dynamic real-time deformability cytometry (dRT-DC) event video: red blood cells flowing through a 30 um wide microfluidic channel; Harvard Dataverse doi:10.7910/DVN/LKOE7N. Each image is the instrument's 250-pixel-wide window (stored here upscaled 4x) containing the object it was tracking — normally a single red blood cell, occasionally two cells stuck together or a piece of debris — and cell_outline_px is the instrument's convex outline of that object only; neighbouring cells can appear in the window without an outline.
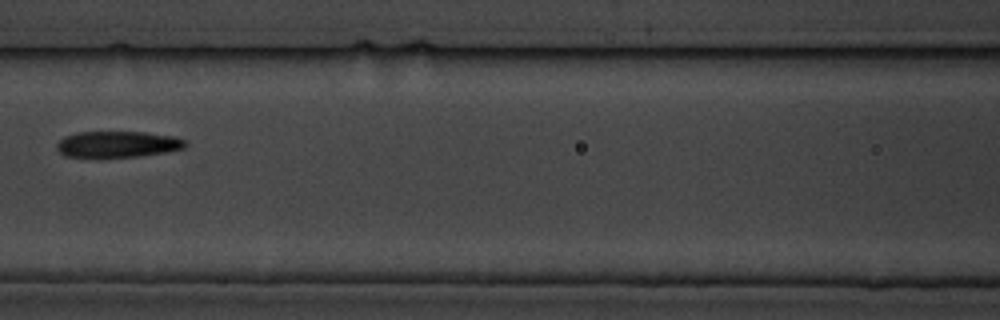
{"species": "common noctule bat (a hibernating species)", "species_latin": "Nyctalus noctula", "temperature_condition": "cold", "stored_images_in_passage": 12, "camera_frame_rate_fps": 3000, "um_per_image_px": 0.085, "animal": {"sex": "male", "body_mass_g": 19.5, "forearm_length_mm": 54.6}, "frame": {"image": 1, "passage_image": 4, "time_ms": 3.333, "image_size_px": [1000, 320], "cell_outline_px": [[188, 144], [184, 148], [168, 152], [140, 156], [100, 160], [64, 156], [56, 148], [56, 144], [64, 136], [76, 132], [144, 132], [172, 136], [188, 140]], "centroid_in_image_um": [9.96, 12.31], "position_along_channel_um": 156.6, "area_um2": 20.63}}
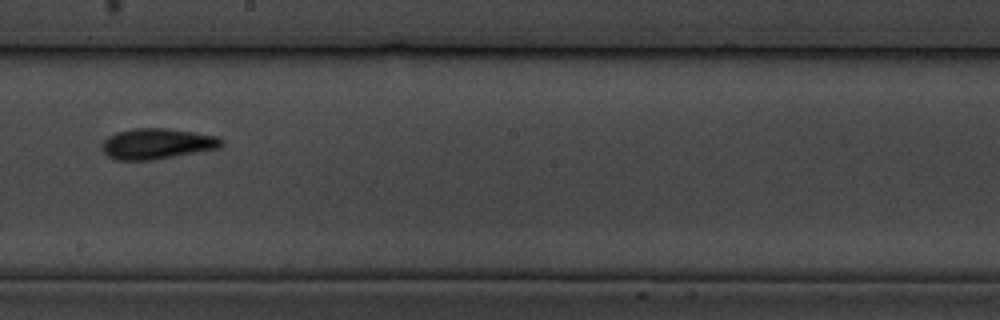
{"frame": {"image": 2, "passage_image": 6, "time_ms": 5.667, "image_size_px": [1000, 320], "cell_outline_px": [[224, 144], [220, 148], [152, 160], [116, 160], [108, 156], [104, 152], [104, 140], [108, 136], [116, 132], [132, 128], [168, 128], [216, 136], [224, 140]], "centroid_in_image_um": [13.37, 12.21], "position_along_channel_um": 234.8, "area_um2": 21.27}}
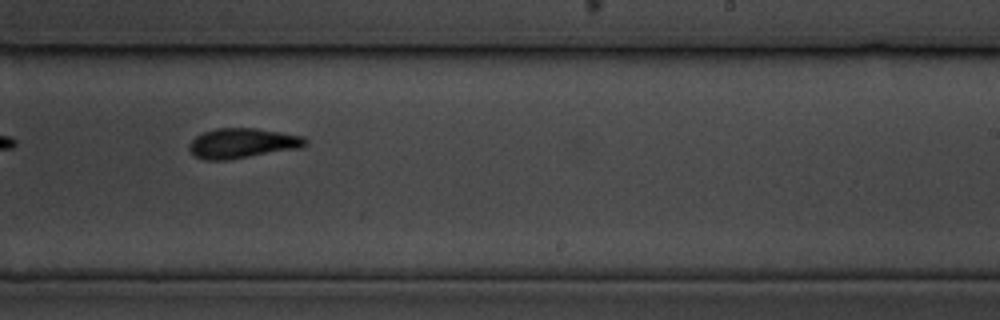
{"frame": {"image": 3, "passage_image": 7, "time_ms": 6.667, "image_size_px": [1000, 320], "cell_outline_px": [[308, 144], [300, 148], [228, 160], [204, 160], [192, 156], [188, 148], [188, 144], [196, 136], [204, 132], [216, 128], [256, 128], [304, 136], [308, 140]], "centroid_in_image_um": [20.58, 12.18], "position_along_channel_um": 268.4, "area_um2": 20.52}, "authors_computed_cell_mechanics": {"area_um2": 19.6809, "velocity_mm_per_s": 3.3554, "shape_relaxation_time_tau1_ms": 4.8639, "shape_relaxation_time_tau2_ms": 4.0535, "deformation_change_tau1": 0.1415, "deformation_change_tau2": 0.0712}}